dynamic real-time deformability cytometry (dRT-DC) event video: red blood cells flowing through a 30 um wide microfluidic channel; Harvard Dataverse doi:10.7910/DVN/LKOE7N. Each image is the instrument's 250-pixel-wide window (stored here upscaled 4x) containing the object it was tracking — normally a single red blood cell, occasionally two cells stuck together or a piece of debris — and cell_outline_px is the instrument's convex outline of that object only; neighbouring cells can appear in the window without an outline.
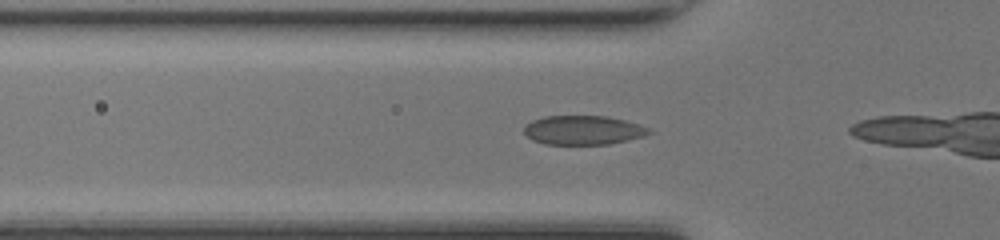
{"species": "common noctule bat (a hibernating species)", "species_latin": "Nyctalus noctula", "temperature_condition": "room temperature", "stored_images_in_passage": 4, "camera_frame_rate_fps": 3000, "um_per_image_px": 0.085, "animal": {"sex": "female", "body_mass_g": 17.0, "forearm_length_mm": 48.0}, "frame": {"image": 1, "passage_image": 2, "time_ms": 0.333, "image_size_px": [1000, 240], "cell_outline_px": [[652, 132], [644, 136], [628, 140], [608, 144], [544, 144], [532, 140], [524, 132], [524, 128], [532, 120], [544, 116], [604, 116], [624, 120], [640, 124], [648, 128]], "centroid_in_image_um": [49.57, 11.06], "position_along_channel_um": 76.2, "area_um2": 21.1}}